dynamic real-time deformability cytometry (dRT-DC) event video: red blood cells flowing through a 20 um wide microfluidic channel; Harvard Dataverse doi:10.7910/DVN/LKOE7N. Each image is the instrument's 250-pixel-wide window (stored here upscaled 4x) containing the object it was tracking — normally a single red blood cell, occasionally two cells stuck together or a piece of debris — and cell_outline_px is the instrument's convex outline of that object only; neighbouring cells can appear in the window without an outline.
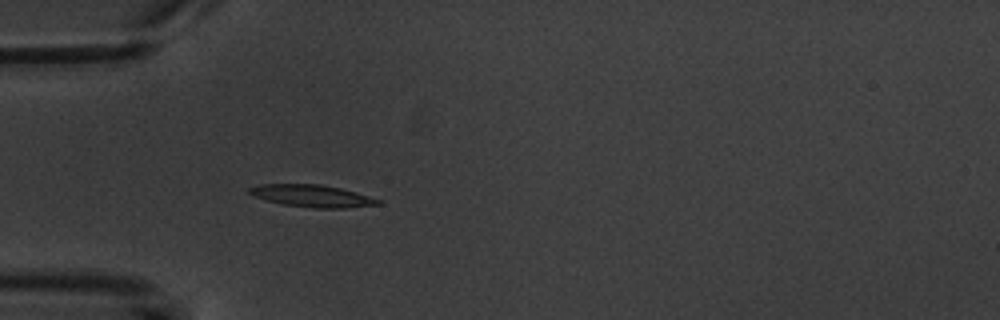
{"species": "common noctule bat (a hibernating species)", "species_latin": "Nyctalus noctula", "temperature_condition": "warm", "stored_images_in_passage": 3, "camera_frame_rate_fps": 3000, "um_per_image_px": 0.085, "animal": {"sex": "male", "body_mass_g": 20.1, "forearm_length_mm": 53.5}, "frame": {"image": 1, "passage_image": 3, "time_ms": 3.333, "image_size_px": [1000, 320], "cell_outline_px": [[380, 204], [344, 208], [316, 208], [284, 204], [252, 196], [248, 192], [248, 188], [260, 184], [320, 184], [340, 188], [356, 192], [380, 200]], "centroid_in_image_um": [26.5, 16.64], "position_along_channel_um": 58.5, "area_um2": 16.42}}